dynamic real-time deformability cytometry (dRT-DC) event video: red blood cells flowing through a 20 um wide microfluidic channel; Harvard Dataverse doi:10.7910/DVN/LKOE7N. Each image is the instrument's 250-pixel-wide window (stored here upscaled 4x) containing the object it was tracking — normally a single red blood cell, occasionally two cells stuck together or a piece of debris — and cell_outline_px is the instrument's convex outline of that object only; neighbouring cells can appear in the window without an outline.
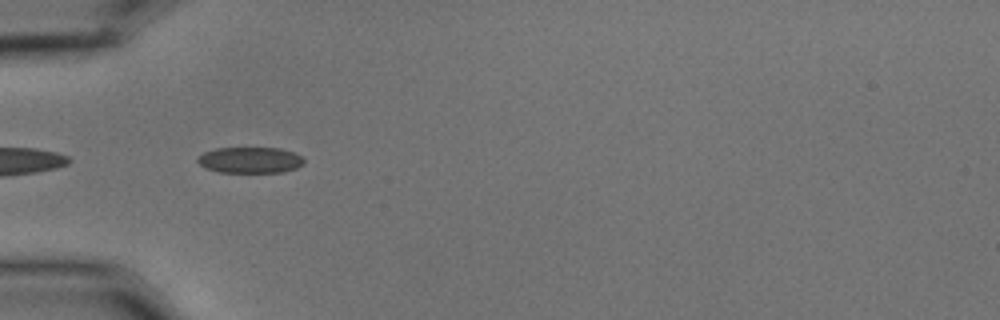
{"species": "common noctule bat (a hibernating species)", "species_latin": "Nyctalus noctula", "temperature_condition": "cold", "stored_images_in_passage": 5, "camera_frame_rate_fps": 3000, "um_per_image_px": 0.085, "animal": {"sex": "male", "body_mass_g": 15.6}, "frame": {"image": 1, "passage_image": 3, "time_ms": 0.667, "image_size_px": [1000, 320], "cell_outline_px": [[304, 164], [296, 168], [284, 172], [220, 172], [204, 168], [196, 160], [196, 156], [204, 152], [216, 148], [280, 148], [292, 152], [300, 156], [304, 160]], "centroid_in_image_um": [21.22, 13.6], "position_along_channel_um": 63.8, "area_um2": 16.18}}